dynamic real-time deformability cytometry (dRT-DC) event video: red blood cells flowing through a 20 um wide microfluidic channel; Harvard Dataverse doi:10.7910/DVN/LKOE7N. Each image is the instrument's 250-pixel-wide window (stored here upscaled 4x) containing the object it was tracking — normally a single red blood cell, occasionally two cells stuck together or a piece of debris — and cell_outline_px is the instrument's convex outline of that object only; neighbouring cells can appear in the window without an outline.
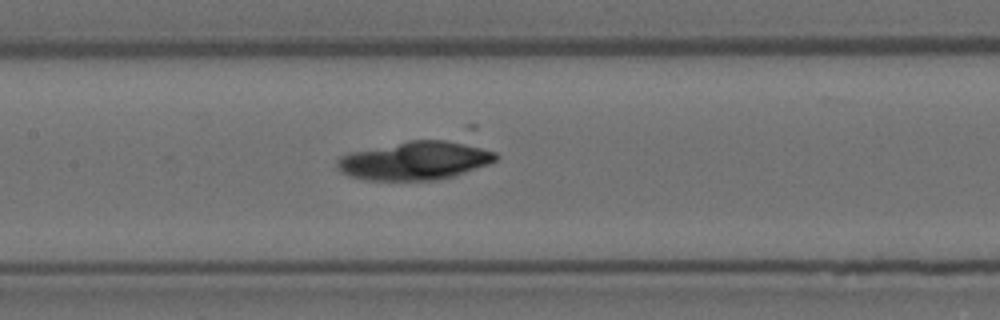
{"species": "Egyptian fruit bat (a non-hibernating species)", "species_latin": "Rousettus aegyptiacus", "temperature_condition": "room temperature", "stored_images_in_passage": 41, "camera_frame_rate_fps": 3000, "um_per_image_px": 0.085, "animal": {"sex": "female"}, "frame": {"image": 1, "passage_image": 21, "time_ms": 6.667, "image_size_px": [1000, 320], "cell_outline_px": [[500, 156], [496, 160], [488, 164], [452, 176], [436, 180], [364, 180], [348, 176], [340, 172], [336, 168], [336, 160], [340, 156], [348, 152], [408, 140], [464, 140], [496, 152]], "centroid_in_image_um": [35.27, 13.63], "position_along_channel_um": 172.1, "area_um2": 36.3}}
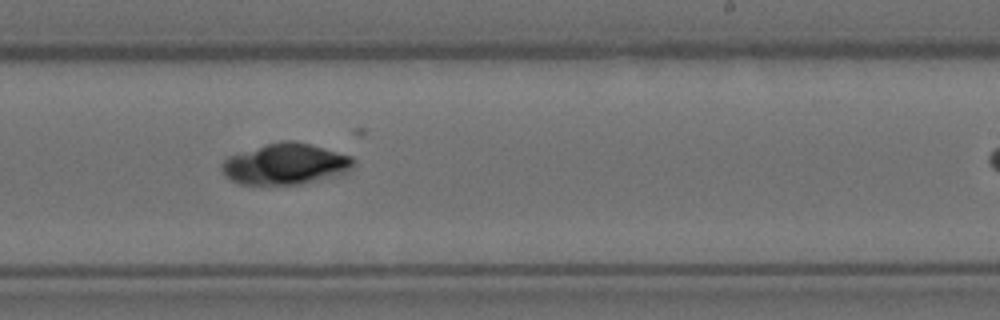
{"frame": {"image": 2, "passage_image": 29, "time_ms": 9.333, "image_size_px": [1000, 320], "cell_outline_px": [[356, 160], [352, 168], [336, 176], [300, 184], [236, 184], [224, 176], [220, 168], [220, 164], [228, 156], [264, 144], [280, 140], [296, 140], [352, 156]], "centroid_in_image_um": [24.23, 13.93], "position_along_channel_um": 264.8, "area_um2": 31.79}}
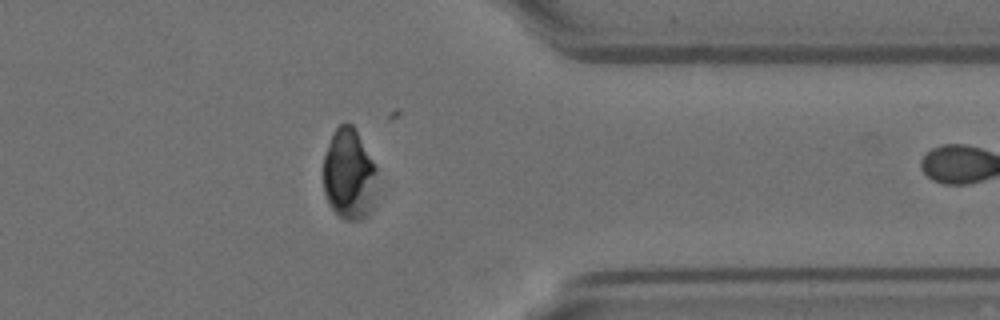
{"frame": {"image": 3, "passage_image": 40, "time_ms": 13.0, "image_size_px": [1000, 320], "cell_outline_px": [[376, 172], [368, 216], [360, 220], [344, 220], [332, 208], [324, 192], [324, 156], [332, 132], [340, 124], [352, 124], [372, 160], [376, 168]], "centroid_in_image_um": [29.62, 14.8], "position_along_channel_um": 381.8, "area_um2": 27.63}}